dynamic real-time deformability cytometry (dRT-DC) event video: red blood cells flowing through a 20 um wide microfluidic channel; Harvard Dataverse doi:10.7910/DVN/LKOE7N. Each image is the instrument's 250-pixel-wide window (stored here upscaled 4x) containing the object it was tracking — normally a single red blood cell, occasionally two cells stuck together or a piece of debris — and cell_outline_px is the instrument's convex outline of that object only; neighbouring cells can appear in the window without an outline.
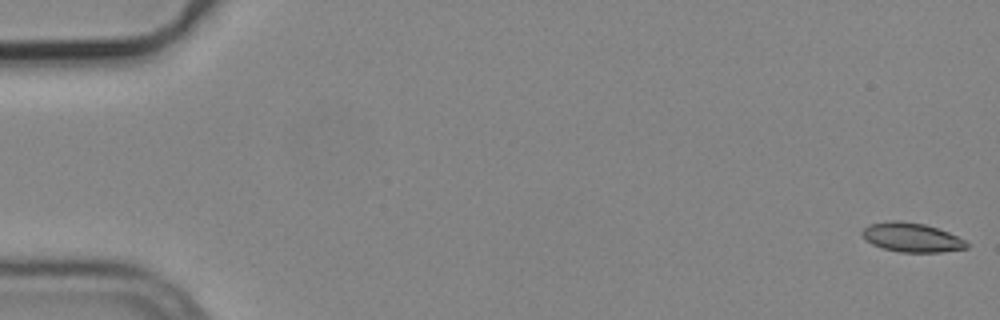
{"species": "common noctule bat (a hibernating species)", "species_latin": "Nyctalus noctula", "temperature_condition": "cold", "stored_images_in_passage": 56, "camera_frame_rate_fps": 3000, "um_per_image_px": 0.085, "animal": {"sex": "male", "body_mass_g": 19.2, "forearm_length_mm": 51.8}, "frame": {"image": 1, "passage_image": 1, "time_ms": 0.0, "image_size_px": [1000, 320], "cell_outline_px": [[968, 248], [940, 252], [900, 252], [884, 248], [872, 244], [864, 240], [860, 232], [868, 224], [888, 220], [896, 220], [924, 224], [948, 232], [964, 240], [968, 244]], "centroid_in_image_um": [77.44, 20.17], "position_along_channel_um": 7.6, "area_um2": 17.74}}
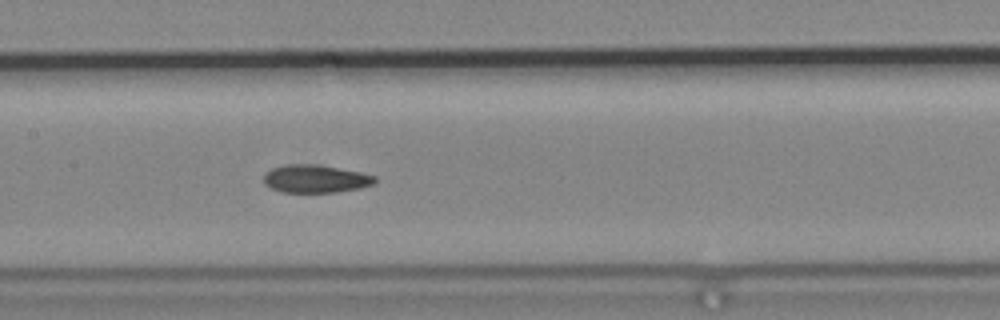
{"frame": {"image": 2, "passage_image": 27, "time_ms": 8.667, "image_size_px": [1000, 320], "cell_outline_px": [[376, 180], [372, 184], [360, 188], [336, 192], [280, 192], [264, 184], [264, 172], [272, 168], [288, 164], [316, 164], [360, 172], [376, 176]], "centroid_in_image_um": [26.79, 15.19], "position_along_channel_um": 180.6, "area_um2": 18.03}}
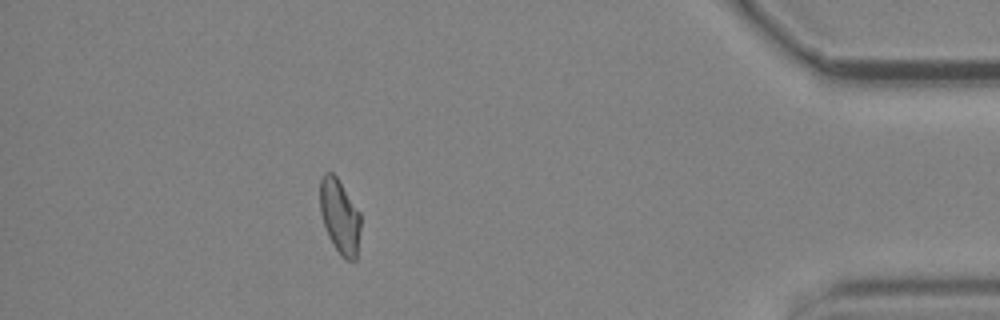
{"frame": {"image": 3, "passage_image": 49, "time_ms": 16.0, "image_size_px": [1000, 320], "cell_outline_px": [[360, 228], [356, 260], [348, 260], [340, 256], [328, 236], [320, 212], [320, 180], [324, 172], [332, 172], [336, 176], [360, 212]], "centroid_in_image_um": [28.87, 18.4], "position_along_channel_um": 406.3, "area_um2": 17.57}, "authors_computed_cell_mechanics": {"area_um2": 18.207, "velocity_mm_per_s": 3.7655, "shape_relaxation_time_tau1_ms": null, "shape_relaxation_time_tau2_ms": 3.6084, "deformation_change_tau1": null, "deformation_change_tau2": 0.0857}}